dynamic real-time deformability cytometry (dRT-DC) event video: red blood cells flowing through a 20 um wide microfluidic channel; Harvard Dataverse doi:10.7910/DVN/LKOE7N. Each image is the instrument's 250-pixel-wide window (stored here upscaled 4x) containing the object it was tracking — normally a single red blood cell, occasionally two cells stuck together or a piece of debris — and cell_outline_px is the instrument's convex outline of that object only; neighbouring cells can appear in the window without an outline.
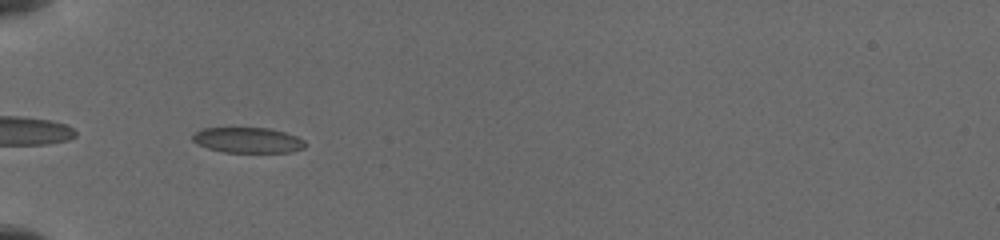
{"species": "common noctule bat (a hibernating species)", "species_latin": "Nyctalus noctula", "temperature_condition": "cold", "stored_images_in_passage": 11, "camera_frame_rate_fps": 3000, "um_per_image_px": 0.085, "animal": {"sex": "female", "body_mass_g": 19.5, "forearm_length_mm": 54.1}, "frame": {"image": 1, "passage_image": 11, "time_ms": 5.333, "image_size_px": [1000, 240], "cell_outline_px": [[304, 148], [288, 152], [224, 152], [208, 148], [192, 140], [192, 136], [200, 128], [268, 128], [284, 132], [296, 136], [304, 140]], "centroid_in_image_um": [21.05, 11.91], "position_along_channel_um": 63.9, "area_um2": 16.47}}